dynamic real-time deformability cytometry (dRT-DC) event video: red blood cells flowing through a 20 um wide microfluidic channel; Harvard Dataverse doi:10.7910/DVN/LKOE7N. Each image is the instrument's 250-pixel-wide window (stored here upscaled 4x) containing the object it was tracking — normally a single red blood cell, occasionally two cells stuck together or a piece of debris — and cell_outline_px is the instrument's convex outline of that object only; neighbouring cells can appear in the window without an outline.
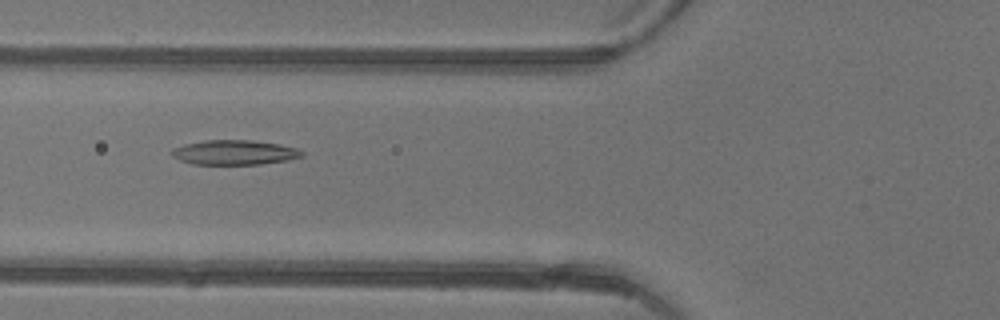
{"species": "common noctule bat (a hibernating species)", "species_latin": "Nyctalus noctula", "temperature_condition": "warm", "stored_images_in_passage": 46, "camera_frame_rate_fps": 3000, "um_per_image_px": 0.085, "animal": {"sex": "female"}, "frame": {"image": 1, "passage_image": 19, "time_ms": 6.0, "image_size_px": [1000, 320], "cell_outline_px": [[304, 156], [288, 160], [260, 164], [192, 164], [180, 160], [172, 156], [168, 152], [172, 148], [184, 144], [204, 140], [252, 140], [280, 144], [296, 148], [304, 152]], "centroid_in_image_um": [19.9, 12.95], "position_along_channel_um": 105.9, "area_um2": 18.9}}
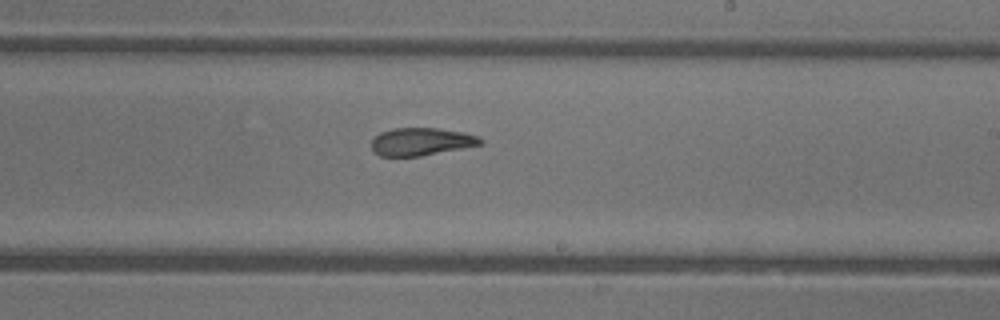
{"frame": {"image": 2, "passage_image": 29, "time_ms": 9.333, "image_size_px": [1000, 320], "cell_outline_px": [[484, 144], [420, 156], [380, 156], [372, 152], [372, 140], [380, 132], [392, 128], [436, 128], [464, 132], [480, 136], [484, 140]], "centroid_in_image_um": [35.83, 12.04], "position_along_channel_um": 253.2, "area_um2": 17.74}}
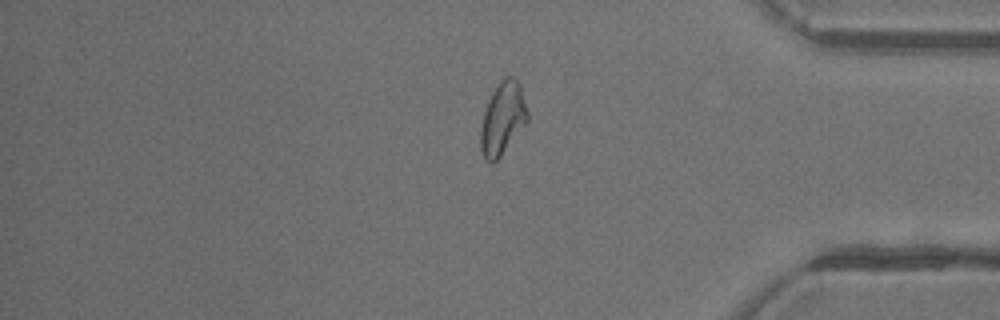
{"frame": {"image": 3, "passage_image": 40, "time_ms": 13.0, "image_size_px": [1000, 320], "cell_outline_px": [[528, 120], [500, 156], [492, 164], [484, 160], [480, 148], [480, 132], [484, 112], [488, 100], [492, 92], [500, 80], [504, 76], [512, 76], [520, 84], [528, 112]], "centroid_in_image_um": [42.71, 10.06], "position_along_channel_um": 392.5, "area_um2": 19.71}}